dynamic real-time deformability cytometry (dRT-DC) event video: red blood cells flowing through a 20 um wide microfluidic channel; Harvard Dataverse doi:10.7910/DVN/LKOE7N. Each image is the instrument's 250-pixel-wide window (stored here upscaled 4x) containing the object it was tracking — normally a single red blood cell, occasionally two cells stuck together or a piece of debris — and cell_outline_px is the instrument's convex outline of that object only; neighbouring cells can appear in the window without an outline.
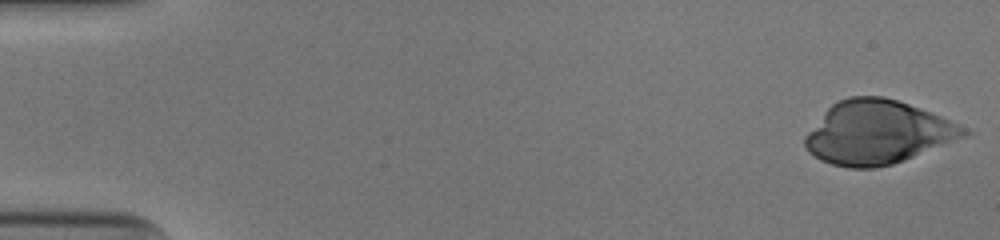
{"species": "human", "species_latin": "Homo sapiens", "temperature_condition": "cold", "stored_images_in_passage": 46, "camera_frame_rate_fps": 3000, "um_per_image_px": 0.085, "donor": {"sex": "male"}, "frame": {"image": 1, "passage_image": 1, "time_ms": 0.0, "image_size_px": [1000, 240], "cell_outline_px": [[972, 132], [968, 136], [904, 160], [892, 164], [876, 168], [848, 168], [832, 164], [820, 160], [808, 152], [804, 144], [804, 136], [824, 112], [832, 104], [848, 96], [884, 96], [932, 112], [968, 128]], "centroid_in_image_um": [74.6, 11.26], "position_along_channel_um": 10.4, "area_um2": 58.84}}